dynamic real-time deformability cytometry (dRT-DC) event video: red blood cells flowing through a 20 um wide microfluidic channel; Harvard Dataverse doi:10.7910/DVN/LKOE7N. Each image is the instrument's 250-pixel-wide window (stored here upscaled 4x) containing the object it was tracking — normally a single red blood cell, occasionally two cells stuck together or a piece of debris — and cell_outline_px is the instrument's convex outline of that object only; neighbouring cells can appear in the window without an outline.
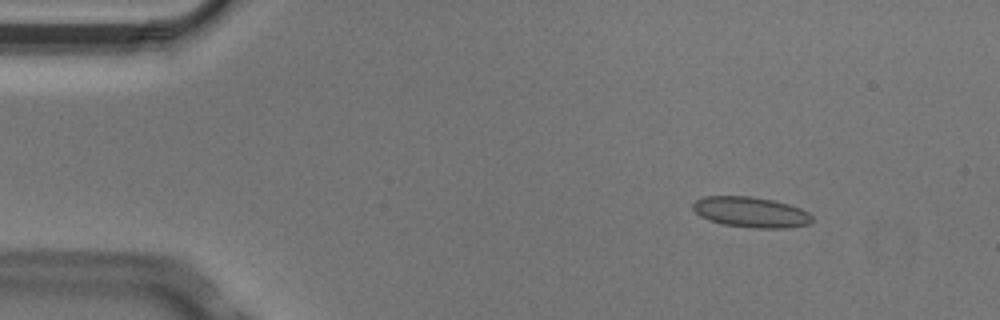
{"species": "Egyptian fruit bat (a non-hibernating species)", "species_latin": "Rousettus aegyptiacus", "temperature_condition": "cold", "stored_images_in_passage": 3, "camera_frame_rate_fps": 3000, "um_per_image_px": 0.085, "animal": {"sex": "male"}, "frame": {"image": 1, "passage_image": 1, "time_ms": 0.0, "image_size_px": [1000, 320], "cell_outline_px": [[812, 220], [808, 224], [788, 228], [752, 228], [724, 224], [708, 220], [700, 216], [692, 208], [692, 204], [696, 200], [704, 196], [748, 196], [772, 200], [788, 204], [800, 208], [808, 212], [812, 216]], "centroid_in_image_um": [63.81, 18.03], "position_along_channel_um": 21.2, "area_um2": 21.15}}